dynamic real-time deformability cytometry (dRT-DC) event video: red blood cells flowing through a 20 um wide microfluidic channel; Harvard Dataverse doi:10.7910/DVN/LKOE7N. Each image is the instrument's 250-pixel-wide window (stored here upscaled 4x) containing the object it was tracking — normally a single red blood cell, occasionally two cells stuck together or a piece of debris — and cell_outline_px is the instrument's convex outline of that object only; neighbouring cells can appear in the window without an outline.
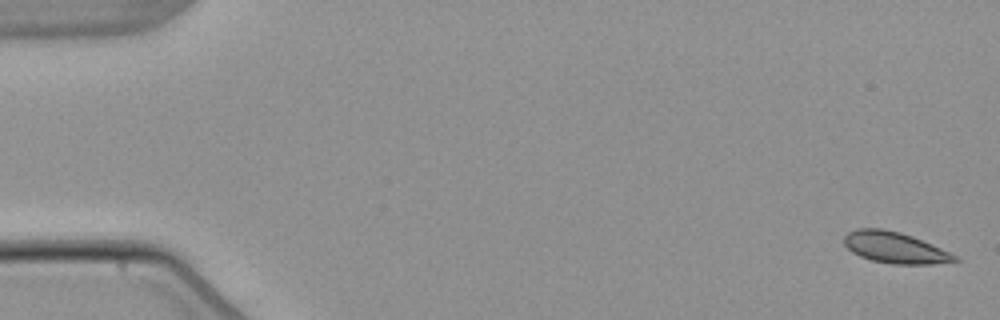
{"species": "common noctule bat (a hibernating species)", "species_latin": "Nyctalus noctula", "temperature_condition": "warm", "stored_images_in_passage": 6, "segment_of_instrument_passage": [1, 2], "camera_frame_rate_fps": 3000, "um_per_image_px": 0.085, "animal": {"sex": "male", "body_mass_g": 21.5, "forearm_length_mm": 52.0}, "frame": {"image": 1, "passage_image": 1, "time_ms": 0.0, "image_size_px": [1000, 320], "cell_outline_px": [[964, 260], [932, 264], [892, 264], [872, 260], [860, 256], [852, 252], [844, 244], [844, 236], [848, 232], [856, 228], [880, 228], [900, 232], [912, 236], [940, 248]], "centroid_in_image_um": [76.05, 21.04], "position_along_channel_um": 9.0, "area_um2": 20.0}}
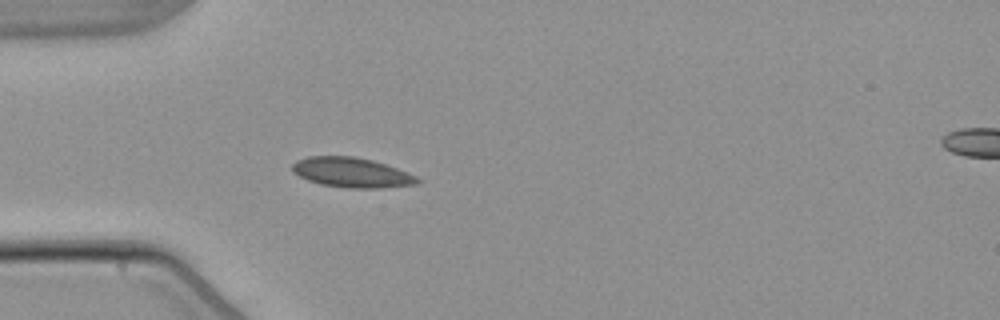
{"frame": {"image": 2, "passage_image": 5, "time_ms": 5.0, "image_size_px": [1000, 320], "cell_outline_px": [[420, 180], [416, 184], [380, 188], [344, 188], [320, 184], [308, 180], [292, 172], [292, 164], [296, 160], [308, 156], [356, 156], [372, 160], [396, 168], [416, 176]], "centroid_in_image_um": [29.85, 14.66], "position_along_channel_um": 55.2, "area_um2": 21.73}}